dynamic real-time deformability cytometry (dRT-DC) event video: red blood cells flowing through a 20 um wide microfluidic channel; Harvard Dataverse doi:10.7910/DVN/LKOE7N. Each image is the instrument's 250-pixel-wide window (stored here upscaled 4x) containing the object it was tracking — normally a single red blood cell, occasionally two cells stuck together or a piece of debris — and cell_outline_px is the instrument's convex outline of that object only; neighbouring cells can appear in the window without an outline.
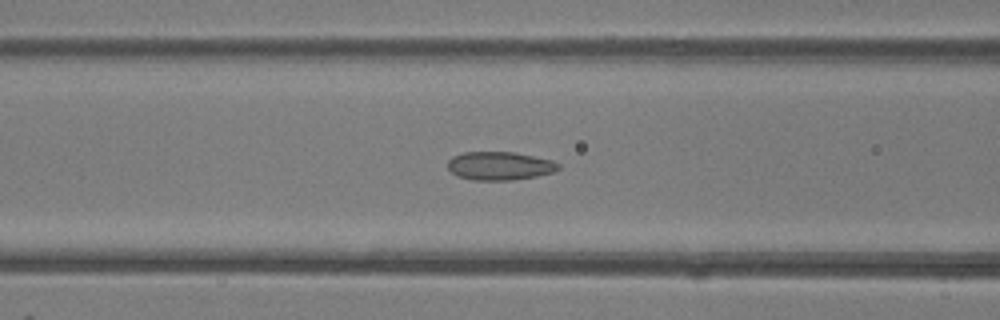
{"species": "common noctule bat (a hibernating species)", "species_latin": "Nyctalus noctula", "temperature_condition": "room temperature", "stored_images_in_passage": 48, "camera_frame_rate_fps": 3000, "um_per_image_px": 0.085, "animal": {"sex": "female"}, "frame": {"image": 1, "passage_image": 20, "time_ms": 6.333, "image_size_px": [1000, 320], "cell_outline_px": [[560, 168], [556, 172], [536, 176], [512, 180], [472, 180], [456, 176], [448, 168], [448, 160], [452, 156], [464, 152], [516, 152], [552, 160], [560, 164]], "centroid_in_image_um": [42.49, 14.1], "position_along_channel_um": 124.1, "area_um2": 18.5}}
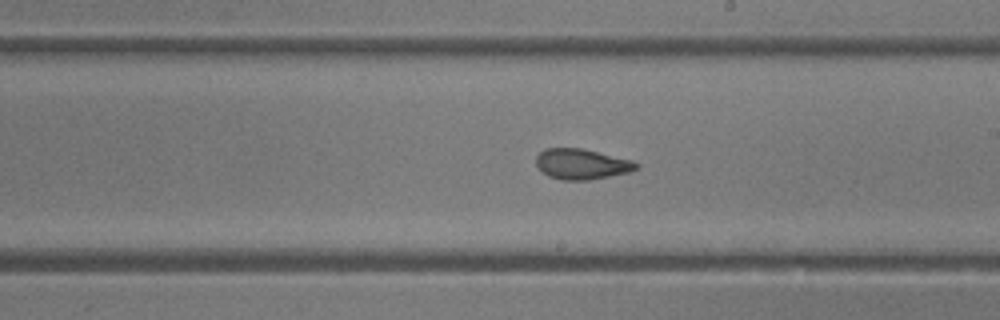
{"frame": {"image": 2, "passage_image": 28, "time_ms": 9.0, "image_size_px": [1000, 320], "cell_outline_px": [[640, 168], [628, 172], [588, 180], [560, 180], [548, 176], [536, 164], [536, 156], [544, 148], [580, 148], [632, 160], [640, 164]], "centroid_in_image_um": [49.44, 13.94], "position_along_channel_um": 239.6, "area_um2": 17.69}}
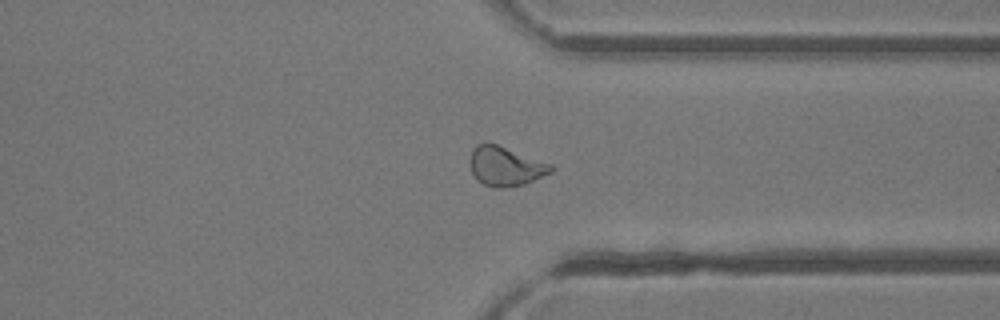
{"frame": {"image": 3, "passage_image": 37, "time_ms": 12.0, "image_size_px": [1000, 320], "cell_outline_px": [[556, 168], [552, 172], [524, 184], [500, 188], [496, 188], [484, 184], [476, 180], [472, 172], [468, 160], [472, 148], [476, 144], [496, 144], [552, 164]], "centroid_in_image_um": [42.95, 14.13], "position_along_channel_um": 368.5, "area_um2": 18.55}, "authors_computed_cell_mechanics": {"area_um2": 19.4208, "velocity_mm_per_s": 4.3298, "shape_relaxation_time_tau1_ms": null, "shape_relaxation_time_tau2_ms": 1.3513, "deformation_change_tau1": null, "deformation_change_tau2": 0.059}}